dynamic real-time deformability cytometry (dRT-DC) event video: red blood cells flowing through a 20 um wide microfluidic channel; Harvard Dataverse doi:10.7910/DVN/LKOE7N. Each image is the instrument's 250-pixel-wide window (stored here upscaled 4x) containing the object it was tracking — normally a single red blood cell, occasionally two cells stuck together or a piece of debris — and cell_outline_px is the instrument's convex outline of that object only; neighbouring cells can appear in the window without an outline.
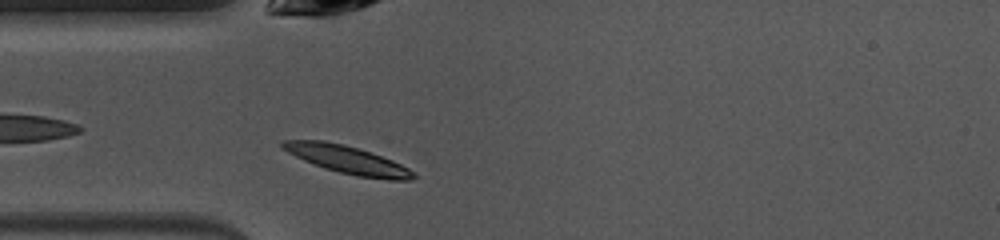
{"species": "common noctule bat (a hibernating species)", "species_latin": "Nyctalus noctula", "temperature_condition": "warm", "stored_images_in_passage": 40, "camera_frame_rate_fps": 3000, "um_per_image_px": 0.085, "animal": {"sex": "female", "body_mass_g": 10.0, "forearm_length_mm": 53.1}, "frame": {"image": 1, "passage_image": 4, "time_ms": 1.0, "image_size_px": [1000, 240], "cell_outline_px": [[416, 176], [412, 180], [388, 180], [356, 176], [324, 168], [304, 160], [280, 148], [280, 140], [324, 140], [344, 144], [392, 160], [408, 168]], "centroid_in_image_um": [29.49, 13.57], "position_along_channel_um": 55.5, "area_um2": 21.04}}
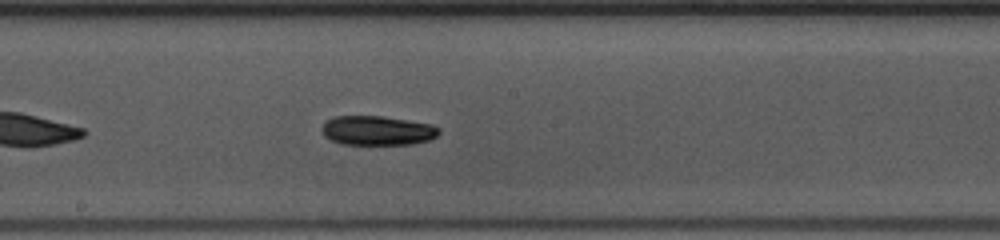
{"frame": {"image": 2, "passage_image": 16, "time_ms": 5.0, "image_size_px": [1000, 240], "cell_outline_px": [[440, 132], [436, 136], [428, 140], [412, 144], [344, 144], [332, 140], [324, 136], [320, 128], [324, 120], [332, 116], [384, 116], [432, 124], [440, 128]], "centroid_in_image_um": [32.04, 11.08], "position_along_channel_um": 216.2, "area_um2": 20.23}}
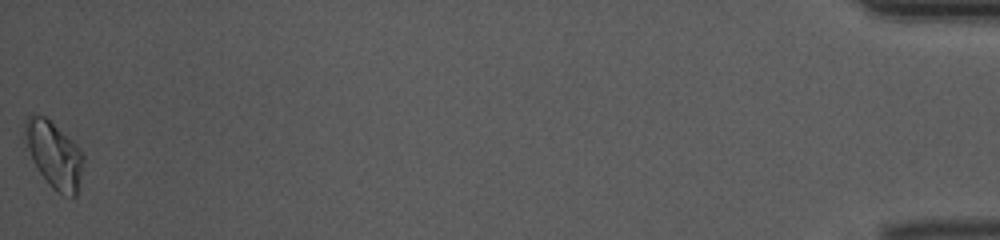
{"frame": {"image": 3, "passage_image": 40, "time_ms": 13.0, "image_size_px": [1000, 240], "cell_outline_px": [[84, 160], [76, 196], [64, 196], [52, 188], [48, 184], [24, 148], [24, 120], [32, 112], [36, 112], [44, 116], [72, 140], [80, 148], [84, 156]], "centroid_in_image_um": [4.55, 13.11], "position_along_channel_um": 430.7, "area_um2": 22.95}, "authors_computed_cell_mechanics": {"area_um2": 19.8832, "velocity_mm_per_s": 4.0299, "shape_relaxation_time_tau1_ms": 2.9051, "shape_relaxation_time_tau2_ms": null, "deformation_change_tau1": 0.1049, "deformation_change_tau2": null}}